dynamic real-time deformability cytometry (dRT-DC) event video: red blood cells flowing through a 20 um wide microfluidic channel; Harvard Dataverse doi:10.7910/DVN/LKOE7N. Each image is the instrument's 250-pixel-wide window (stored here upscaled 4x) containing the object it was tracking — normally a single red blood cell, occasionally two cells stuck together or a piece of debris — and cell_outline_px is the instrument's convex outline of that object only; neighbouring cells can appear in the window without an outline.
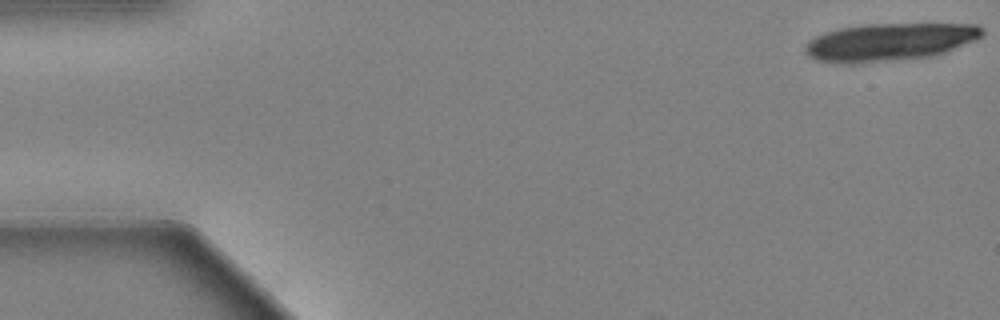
{"species": "Egyptian fruit bat (a non-hibernating species)", "species_latin": "Rousettus aegyptiacus", "temperature_condition": "warm", "stored_images_in_passage": 50, "camera_frame_rate_fps": 3000, "um_per_image_px": 0.085, "animal": {"sex": "female"}, "frame": {"image": 1, "passage_image": 1, "time_ms": 0.0, "image_size_px": [1000, 320], "cell_outline_px": [[984, 32], [976, 40], [944, 52], [932, 56], [860, 64], [836, 64], [816, 60], [808, 56], [804, 52], [804, 48], [816, 36], [840, 28], [872, 24], [976, 24], [984, 28]], "centroid_in_image_um": [75.6, 3.59], "position_along_channel_um": 9.4, "area_um2": 38.84}}
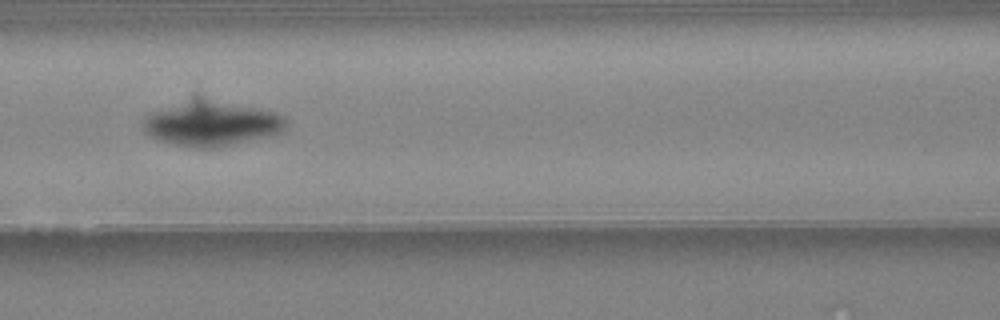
{"frame": {"image": 2, "passage_image": 19, "time_ms": 6.0, "image_size_px": [1000, 320], "cell_outline_px": [[288, 120], [284, 128], [280, 132], [268, 136], [216, 148], [200, 148], [176, 144], [160, 140], [144, 132], [144, 120], [152, 112], [196, 92], [272, 112], [284, 116]], "centroid_in_image_um": [17.95, 10.41], "position_along_channel_um": 148.6, "area_um2": 38.44}}
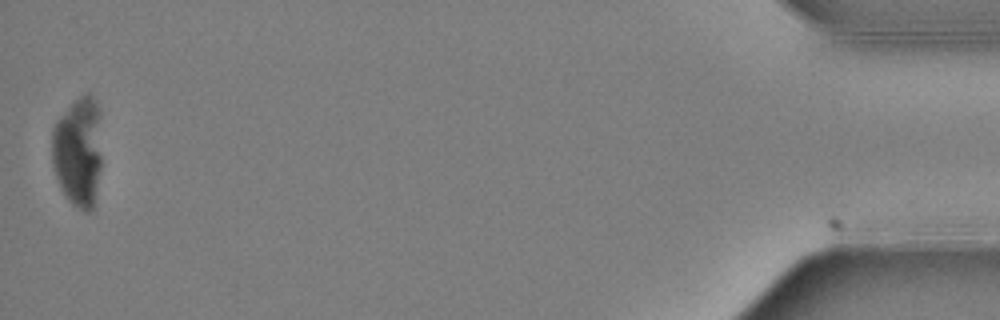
{"frame": {"image": 3, "passage_image": 50, "time_ms": 16.333, "image_size_px": [1000, 320], "cell_outline_px": [[100, 168], [92, 212], [88, 212], [72, 204], [68, 200], [60, 188], [52, 164], [52, 128], [56, 120], [84, 92], [88, 92], [92, 96], [100, 112]], "centroid_in_image_um": [6.63, 12.88], "position_along_channel_um": 428.6, "area_um2": 31.96}}